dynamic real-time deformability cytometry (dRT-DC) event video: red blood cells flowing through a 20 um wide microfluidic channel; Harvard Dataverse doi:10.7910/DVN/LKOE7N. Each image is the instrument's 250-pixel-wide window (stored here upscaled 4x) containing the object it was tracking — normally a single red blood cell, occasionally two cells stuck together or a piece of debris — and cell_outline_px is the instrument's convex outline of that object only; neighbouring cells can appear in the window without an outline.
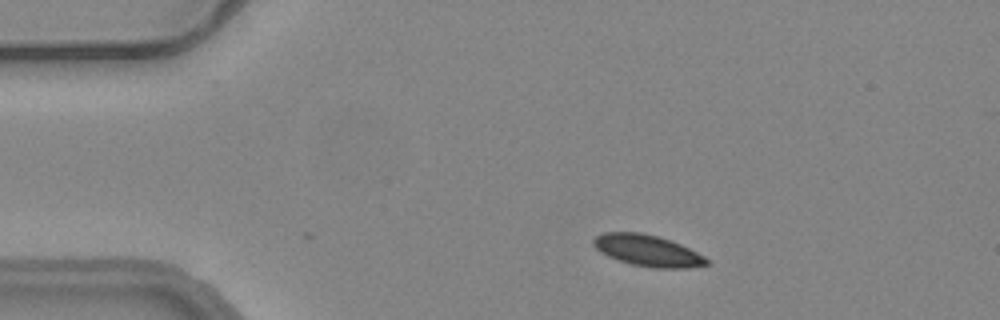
{"species": "common noctule bat (a hibernating species)", "species_latin": "Nyctalus noctula", "temperature_condition": "warm", "stored_images_in_passage": 20, "camera_frame_rate_fps": 3000, "um_per_image_px": 0.085, "animal": {"sex": "female", "body_mass_g": 24.6, "forearm_length_mm": 56.2}, "frame": {"image": 1, "passage_image": 1, "time_ms": 0.0, "image_size_px": [1000, 320], "cell_outline_px": [[708, 264], [688, 268], [652, 268], [632, 264], [616, 260], [600, 252], [592, 244], [592, 240], [596, 236], [604, 232], [640, 232], [656, 236], [680, 244], [704, 256], [708, 260]], "centroid_in_image_um": [55.0, 21.3], "position_along_channel_um": 30.0, "area_um2": 20.58}}
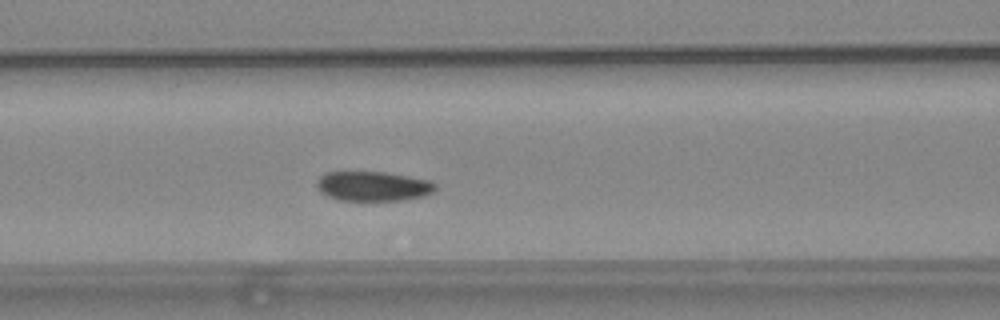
{"frame": {"image": 2, "passage_image": 14, "time_ms": 4.333, "image_size_px": [1000, 320], "cell_outline_px": [[436, 192], [428, 196], [408, 200], [376, 204], [360, 204], [336, 200], [324, 196], [316, 188], [316, 180], [324, 172], [344, 168], [348, 168], [388, 172], [432, 180], [436, 184]], "centroid_in_image_um": [31.65, 15.85], "position_along_channel_um": 134.9, "area_um2": 23.47}}
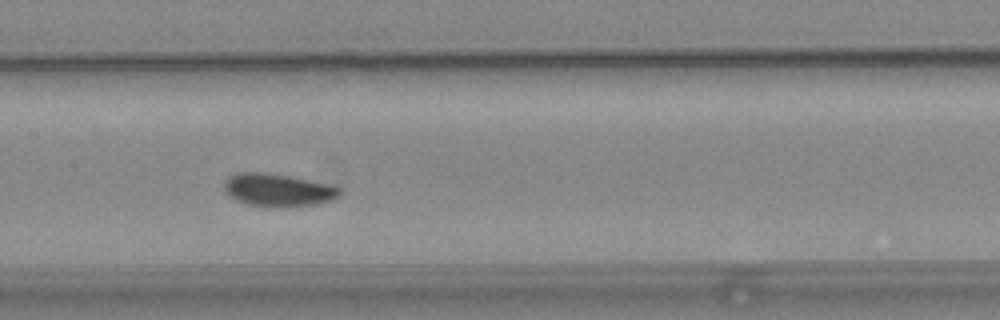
{"frame": {"image": 3, "passage_image": 18, "time_ms": 5.667, "image_size_px": [1000, 320], "cell_outline_px": [[344, 192], [336, 200], [320, 204], [296, 208], [260, 208], [244, 204], [228, 196], [224, 192], [224, 180], [228, 176], [240, 172], [264, 172], [292, 176], [340, 184], [344, 188]], "centroid_in_image_um": [23.76, 16.18], "position_along_channel_um": 183.6, "area_um2": 23.99}}